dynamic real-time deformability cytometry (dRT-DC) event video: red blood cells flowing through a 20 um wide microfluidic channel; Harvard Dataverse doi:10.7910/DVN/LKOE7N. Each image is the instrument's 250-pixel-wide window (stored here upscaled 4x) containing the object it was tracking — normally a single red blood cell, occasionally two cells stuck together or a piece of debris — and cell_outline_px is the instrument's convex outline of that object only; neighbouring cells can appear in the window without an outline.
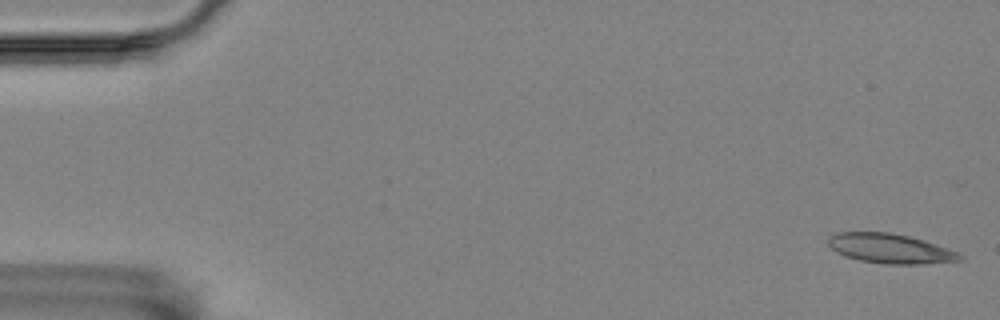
{"species": "Egyptian fruit bat (a non-hibernating species)", "species_latin": "Rousettus aegyptiacus", "temperature_condition": "room temperature", "stored_images_in_passage": 4, "camera_frame_rate_fps": 3000, "um_per_image_px": 0.085, "animal": {"sex": "female"}, "frame": {"image": 1, "passage_image": 1, "time_ms": 0.0, "image_size_px": [1000, 320], "cell_outline_px": [[964, 260], [916, 264], [888, 264], [860, 260], [844, 256], [836, 252], [828, 244], [828, 240], [836, 232], [888, 232], [908, 236], [956, 252], [964, 256]], "centroid_in_image_um": [75.62, 21.13], "position_along_channel_um": 9.4, "area_um2": 22.2}}